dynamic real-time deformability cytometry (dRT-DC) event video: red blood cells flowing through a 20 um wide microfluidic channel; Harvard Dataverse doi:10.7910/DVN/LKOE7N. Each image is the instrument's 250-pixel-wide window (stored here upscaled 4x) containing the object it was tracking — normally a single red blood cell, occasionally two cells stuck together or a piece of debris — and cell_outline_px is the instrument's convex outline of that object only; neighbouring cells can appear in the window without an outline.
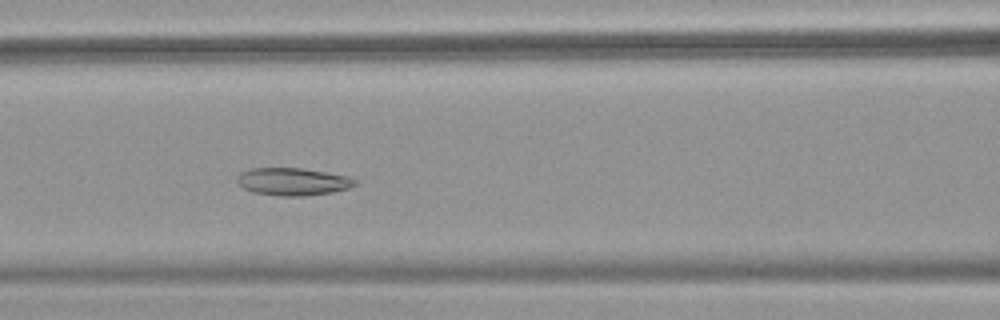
{"species": "common noctule bat (a hibernating species)", "species_latin": "Nyctalus noctula", "temperature_condition": "warm", "stored_images_in_passage": 44, "camera_frame_rate_fps": 3000, "um_per_image_px": 0.085, "animal": {"sex": "female", "body_mass_g": 18.4}, "frame": {"image": 1, "passage_image": 14, "time_ms": 4.333, "image_size_px": [1000, 320], "cell_outline_px": [[356, 184], [348, 188], [332, 192], [304, 196], [280, 196], [252, 192], [244, 188], [236, 180], [236, 176], [240, 172], [248, 168], [304, 168], [348, 176], [356, 180]], "centroid_in_image_um": [24.86, 15.43], "position_along_channel_um": 141.7, "area_um2": 19.02}}
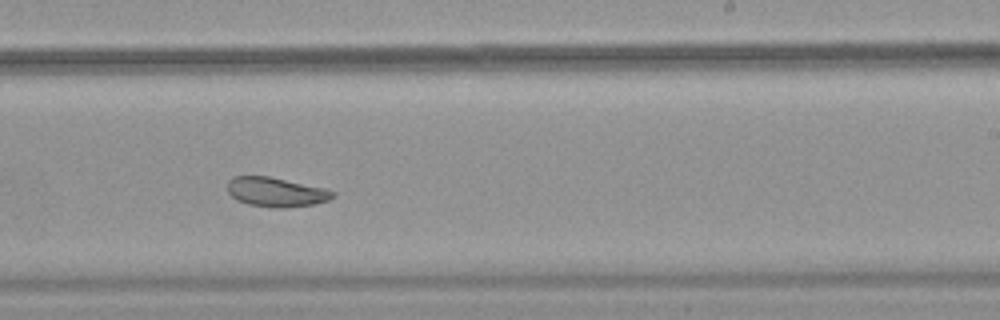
{"frame": {"image": 2, "passage_image": 24, "time_ms": 7.667, "image_size_px": [1000, 320], "cell_outline_px": [[336, 196], [328, 200], [312, 204], [284, 208], [276, 208], [248, 204], [236, 200], [228, 192], [228, 180], [232, 176], [268, 176], [324, 188], [336, 192]], "centroid_in_image_um": [23.45, 16.32], "position_along_channel_um": 265.6, "area_um2": 17.98}}
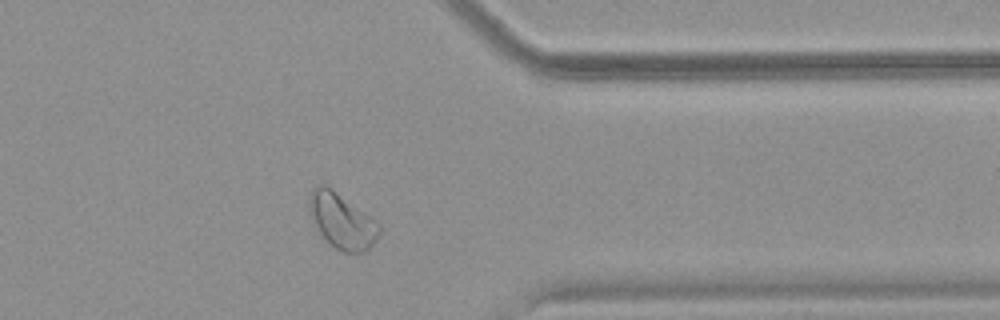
{"frame": {"image": 3, "passage_image": 34, "time_ms": 11.0, "image_size_px": [1000, 320], "cell_outline_px": [[380, 232], [376, 240], [364, 252], [344, 252], [336, 248], [316, 228], [308, 212], [308, 196], [316, 184], [324, 184], [332, 188], [380, 224]], "centroid_in_image_um": [29.02, 18.74], "position_along_channel_um": 382.4, "area_um2": 22.31}, "authors_computed_cell_mechanics": {"area_um2": 21.0103, "velocity_mm_per_s": 3.7356, "shape_relaxation_time_tau1_ms": null, "shape_relaxation_time_tau2_ms": 3.272, "deformation_change_tau1": null, "deformation_change_tau2": 0.0873}}